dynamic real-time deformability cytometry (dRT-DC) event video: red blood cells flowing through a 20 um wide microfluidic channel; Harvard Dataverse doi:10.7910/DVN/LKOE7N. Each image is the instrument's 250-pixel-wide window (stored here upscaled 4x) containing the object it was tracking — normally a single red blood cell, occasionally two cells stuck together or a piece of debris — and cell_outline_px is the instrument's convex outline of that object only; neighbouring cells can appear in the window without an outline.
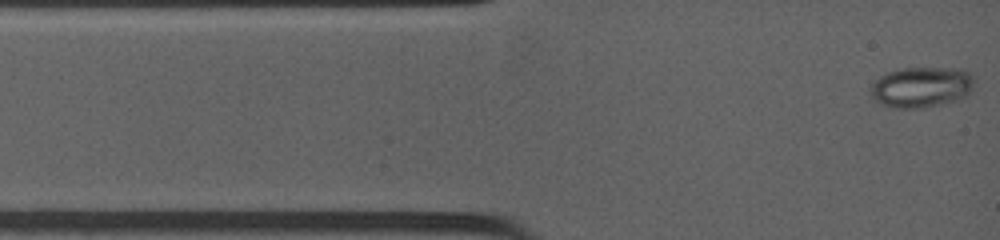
{"species": "common noctule bat (a hibernating species)", "species_latin": "Nyctalus noctula", "temperature_condition": "warm", "stored_images_in_passage": 74, "camera_frame_rate_fps": 4500, "um_per_image_px": 0.085, "animal": {"sex": "female", "body_mass_g": 19.0, "forearm_length_mm": 53.3}, "frame": {"image": 1, "passage_image": 1, "time_ms": 0.0, "image_size_px": [1000, 240], "cell_outline_px": [[972, 80], [968, 96], [956, 100], [940, 104], [920, 108], [896, 108], [872, 100], [868, 88], [872, 80], [888, 72], [904, 68], [964, 68], [972, 76]], "centroid_in_image_um": [78.25, 7.4], "position_along_channel_um": 6.7, "area_um2": 24.68}}
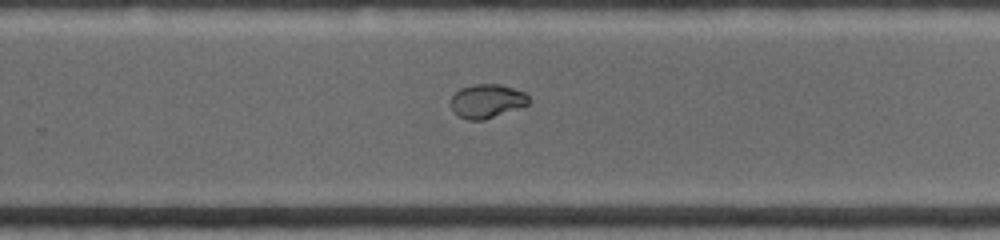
{"frame": {"image": 2, "passage_image": 43, "time_ms": 8.222, "image_size_px": [1000, 240], "cell_outline_px": [[528, 104], [484, 120], [468, 120], [456, 116], [452, 108], [452, 96], [460, 88], [472, 84], [500, 84], [524, 92], [528, 96]], "centroid_in_image_um": [41.35, 8.59], "position_along_channel_um": 288.5, "area_um2": 15.2}}
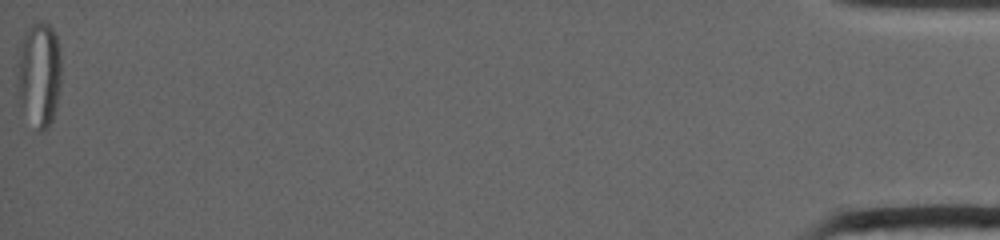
{"frame": {"image": 3, "passage_image": 74, "time_ms": 16.222, "image_size_px": [1000, 240], "cell_outline_px": [[60, 84], [56, 108], [52, 120], [48, 128], [44, 132], [36, 132], [20, 104], [20, 52], [24, 36], [28, 28], [36, 20], [44, 20], [52, 28], [56, 36], [60, 60]], "centroid_in_image_um": [3.38, 6.36], "position_along_channel_um": 431.8, "area_um2": 26.24}}